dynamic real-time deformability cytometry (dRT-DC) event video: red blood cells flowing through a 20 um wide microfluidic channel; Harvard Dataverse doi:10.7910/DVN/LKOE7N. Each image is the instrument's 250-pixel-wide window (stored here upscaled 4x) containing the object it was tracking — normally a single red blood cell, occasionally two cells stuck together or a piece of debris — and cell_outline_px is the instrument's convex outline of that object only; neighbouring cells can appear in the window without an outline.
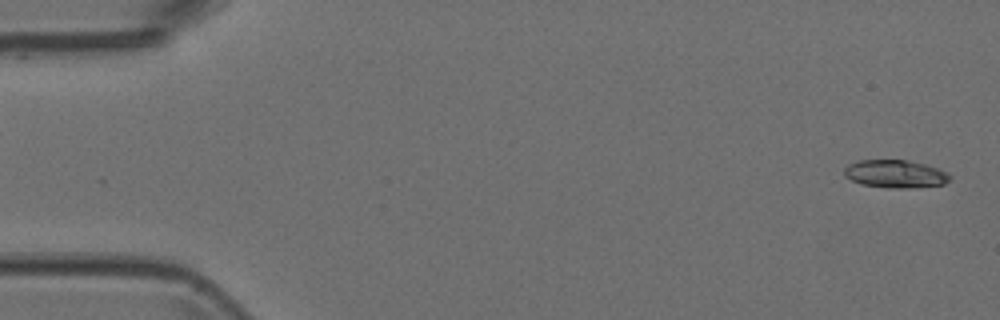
{"species": "Egyptian fruit bat (a non-hibernating species)", "species_latin": "Rousettus aegyptiacus", "temperature_condition": "room temperature", "stored_images_in_passage": 3, "segment_of_instrument_passage": [2, 2], "camera_frame_rate_fps": 3000, "um_per_image_px": 0.085, "animal": {"sex": "female"}, "frame": {"image": 1, "passage_image": 3, "time_ms": 0.667, "image_size_px": [1000, 320], "cell_outline_px": [[952, 176], [944, 184], [908, 188], [888, 188], [860, 184], [844, 176], [844, 168], [848, 164], [856, 160], [908, 160], [924, 164], [948, 172]], "centroid_in_image_um": [76.07, 14.78], "position_along_channel_um": 8.9, "area_um2": 17.22}}